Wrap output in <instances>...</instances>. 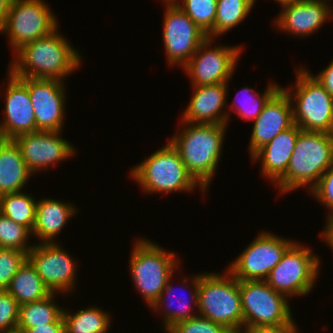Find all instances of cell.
<instances>
[{
	"instance_id": "1",
	"label": "cell",
	"mask_w": 333,
	"mask_h": 333,
	"mask_svg": "<svg viewBox=\"0 0 333 333\" xmlns=\"http://www.w3.org/2000/svg\"><path fill=\"white\" fill-rule=\"evenodd\" d=\"M56 29L51 34L23 45L16 51V61L9 70L18 78L63 80L78 69L81 61L67 39Z\"/></svg>"
},
{
	"instance_id": "2",
	"label": "cell",
	"mask_w": 333,
	"mask_h": 333,
	"mask_svg": "<svg viewBox=\"0 0 333 333\" xmlns=\"http://www.w3.org/2000/svg\"><path fill=\"white\" fill-rule=\"evenodd\" d=\"M194 275L191 282L192 302L204 318L219 323L232 333L243 332V311L237 280L228 270ZM194 300V301H193Z\"/></svg>"
},
{
	"instance_id": "3",
	"label": "cell",
	"mask_w": 333,
	"mask_h": 333,
	"mask_svg": "<svg viewBox=\"0 0 333 333\" xmlns=\"http://www.w3.org/2000/svg\"><path fill=\"white\" fill-rule=\"evenodd\" d=\"M186 126L169 141L194 179L205 189L219 165L226 126L222 124L184 123Z\"/></svg>"
},
{
	"instance_id": "4",
	"label": "cell",
	"mask_w": 333,
	"mask_h": 333,
	"mask_svg": "<svg viewBox=\"0 0 333 333\" xmlns=\"http://www.w3.org/2000/svg\"><path fill=\"white\" fill-rule=\"evenodd\" d=\"M333 166V134L301 130L285 174L275 183L281 193L309 185ZM311 183V184H310Z\"/></svg>"
},
{
	"instance_id": "5",
	"label": "cell",
	"mask_w": 333,
	"mask_h": 333,
	"mask_svg": "<svg viewBox=\"0 0 333 333\" xmlns=\"http://www.w3.org/2000/svg\"><path fill=\"white\" fill-rule=\"evenodd\" d=\"M132 178L145 193L193 191L196 186L206 191L188 172L178 151L170 142L133 167Z\"/></svg>"
},
{
	"instance_id": "6",
	"label": "cell",
	"mask_w": 333,
	"mask_h": 333,
	"mask_svg": "<svg viewBox=\"0 0 333 333\" xmlns=\"http://www.w3.org/2000/svg\"><path fill=\"white\" fill-rule=\"evenodd\" d=\"M130 258V274L148 307L158 299L178 263L176 254L164 251L155 242L137 239Z\"/></svg>"
},
{
	"instance_id": "7",
	"label": "cell",
	"mask_w": 333,
	"mask_h": 333,
	"mask_svg": "<svg viewBox=\"0 0 333 333\" xmlns=\"http://www.w3.org/2000/svg\"><path fill=\"white\" fill-rule=\"evenodd\" d=\"M296 74L294 93L281 87L291 103L296 102L292 106L294 124L301 130L333 134V97L308 70L302 67L296 70Z\"/></svg>"
},
{
	"instance_id": "8",
	"label": "cell",
	"mask_w": 333,
	"mask_h": 333,
	"mask_svg": "<svg viewBox=\"0 0 333 333\" xmlns=\"http://www.w3.org/2000/svg\"><path fill=\"white\" fill-rule=\"evenodd\" d=\"M243 331L280 326L293 321L288 298L273 290L265 280L239 281Z\"/></svg>"
},
{
	"instance_id": "9",
	"label": "cell",
	"mask_w": 333,
	"mask_h": 333,
	"mask_svg": "<svg viewBox=\"0 0 333 333\" xmlns=\"http://www.w3.org/2000/svg\"><path fill=\"white\" fill-rule=\"evenodd\" d=\"M319 265V257L310 248L295 241L270 271L265 282L287 298L305 296L312 291Z\"/></svg>"
},
{
	"instance_id": "10",
	"label": "cell",
	"mask_w": 333,
	"mask_h": 333,
	"mask_svg": "<svg viewBox=\"0 0 333 333\" xmlns=\"http://www.w3.org/2000/svg\"><path fill=\"white\" fill-rule=\"evenodd\" d=\"M58 20L43 0H12L1 33L9 36L16 52L23 45L51 34Z\"/></svg>"
},
{
	"instance_id": "11",
	"label": "cell",
	"mask_w": 333,
	"mask_h": 333,
	"mask_svg": "<svg viewBox=\"0 0 333 333\" xmlns=\"http://www.w3.org/2000/svg\"><path fill=\"white\" fill-rule=\"evenodd\" d=\"M294 242L262 231L227 270L239 281L265 280Z\"/></svg>"
},
{
	"instance_id": "12",
	"label": "cell",
	"mask_w": 333,
	"mask_h": 333,
	"mask_svg": "<svg viewBox=\"0 0 333 333\" xmlns=\"http://www.w3.org/2000/svg\"><path fill=\"white\" fill-rule=\"evenodd\" d=\"M213 38H206L191 59L182 67L191 78L192 86L228 83L236 68L241 47L216 46Z\"/></svg>"
},
{
	"instance_id": "13",
	"label": "cell",
	"mask_w": 333,
	"mask_h": 333,
	"mask_svg": "<svg viewBox=\"0 0 333 333\" xmlns=\"http://www.w3.org/2000/svg\"><path fill=\"white\" fill-rule=\"evenodd\" d=\"M163 2L166 4L163 41L167 62L172 66L181 64L183 67L207 38V34L173 0Z\"/></svg>"
},
{
	"instance_id": "14",
	"label": "cell",
	"mask_w": 333,
	"mask_h": 333,
	"mask_svg": "<svg viewBox=\"0 0 333 333\" xmlns=\"http://www.w3.org/2000/svg\"><path fill=\"white\" fill-rule=\"evenodd\" d=\"M63 250L55 241L34 244L28 252V260L53 293H68L75 286L76 264L69 253Z\"/></svg>"
},
{
	"instance_id": "15",
	"label": "cell",
	"mask_w": 333,
	"mask_h": 333,
	"mask_svg": "<svg viewBox=\"0 0 333 333\" xmlns=\"http://www.w3.org/2000/svg\"><path fill=\"white\" fill-rule=\"evenodd\" d=\"M28 88L36 117L37 131L63 130L65 88L61 80L19 78Z\"/></svg>"
},
{
	"instance_id": "16",
	"label": "cell",
	"mask_w": 333,
	"mask_h": 333,
	"mask_svg": "<svg viewBox=\"0 0 333 333\" xmlns=\"http://www.w3.org/2000/svg\"><path fill=\"white\" fill-rule=\"evenodd\" d=\"M61 131H37L16 136L13 141L19 147L27 168L32 174L49 165L73 156L74 147L61 138ZM35 172V173H34Z\"/></svg>"
},
{
	"instance_id": "17",
	"label": "cell",
	"mask_w": 333,
	"mask_h": 333,
	"mask_svg": "<svg viewBox=\"0 0 333 333\" xmlns=\"http://www.w3.org/2000/svg\"><path fill=\"white\" fill-rule=\"evenodd\" d=\"M6 88L5 118L0 124L3 140H13L16 136L36 132V117L27 86L10 71ZM6 95V96H5Z\"/></svg>"
},
{
	"instance_id": "18",
	"label": "cell",
	"mask_w": 333,
	"mask_h": 333,
	"mask_svg": "<svg viewBox=\"0 0 333 333\" xmlns=\"http://www.w3.org/2000/svg\"><path fill=\"white\" fill-rule=\"evenodd\" d=\"M293 105L282 88L267 101L261 114L254 120L248 146L251 156L280 132L294 125Z\"/></svg>"
},
{
	"instance_id": "19",
	"label": "cell",
	"mask_w": 333,
	"mask_h": 333,
	"mask_svg": "<svg viewBox=\"0 0 333 333\" xmlns=\"http://www.w3.org/2000/svg\"><path fill=\"white\" fill-rule=\"evenodd\" d=\"M326 2L323 0H297L282 5L283 10L275 20V24L279 30L288 34L301 37L311 35L331 17V6Z\"/></svg>"
},
{
	"instance_id": "20",
	"label": "cell",
	"mask_w": 333,
	"mask_h": 333,
	"mask_svg": "<svg viewBox=\"0 0 333 333\" xmlns=\"http://www.w3.org/2000/svg\"><path fill=\"white\" fill-rule=\"evenodd\" d=\"M195 92L182 114V123L227 125L229 113L222 112L228 93V83L194 86Z\"/></svg>"
},
{
	"instance_id": "21",
	"label": "cell",
	"mask_w": 333,
	"mask_h": 333,
	"mask_svg": "<svg viewBox=\"0 0 333 333\" xmlns=\"http://www.w3.org/2000/svg\"><path fill=\"white\" fill-rule=\"evenodd\" d=\"M300 132L301 129L294 124L251 156L253 162L262 161L261 172L272 183H276L285 174Z\"/></svg>"
},
{
	"instance_id": "22",
	"label": "cell",
	"mask_w": 333,
	"mask_h": 333,
	"mask_svg": "<svg viewBox=\"0 0 333 333\" xmlns=\"http://www.w3.org/2000/svg\"><path fill=\"white\" fill-rule=\"evenodd\" d=\"M77 208L70 203L55 199H41L36 204L33 236L42 240L40 243H54V237L60 233L66 222L77 214Z\"/></svg>"
},
{
	"instance_id": "23",
	"label": "cell",
	"mask_w": 333,
	"mask_h": 333,
	"mask_svg": "<svg viewBox=\"0 0 333 333\" xmlns=\"http://www.w3.org/2000/svg\"><path fill=\"white\" fill-rule=\"evenodd\" d=\"M32 173L13 140L0 143V196L21 192Z\"/></svg>"
},
{
	"instance_id": "24",
	"label": "cell",
	"mask_w": 333,
	"mask_h": 333,
	"mask_svg": "<svg viewBox=\"0 0 333 333\" xmlns=\"http://www.w3.org/2000/svg\"><path fill=\"white\" fill-rule=\"evenodd\" d=\"M6 291L19 305L42 300L52 293L28 259L11 279Z\"/></svg>"
},
{
	"instance_id": "25",
	"label": "cell",
	"mask_w": 333,
	"mask_h": 333,
	"mask_svg": "<svg viewBox=\"0 0 333 333\" xmlns=\"http://www.w3.org/2000/svg\"><path fill=\"white\" fill-rule=\"evenodd\" d=\"M55 293L42 300L20 305L17 330L24 333L27 329L50 323H64L63 309L55 303Z\"/></svg>"
},
{
	"instance_id": "26",
	"label": "cell",
	"mask_w": 333,
	"mask_h": 333,
	"mask_svg": "<svg viewBox=\"0 0 333 333\" xmlns=\"http://www.w3.org/2000/svg\"><path fill=\"white\" fill-rule=\"evenodd\" d=\"M110 318L108 311L96 307L79 310L74 315L63 309L65 333H107Z\"/></svg>"
},
{
	"instance_id": "27",
	"label": "cell",
	"mask_w": 333,
	"mask_h": 333,
	"mask_svg": "<svg viewBox=\"0 0 333 333\" xmlns=\"http://www.w3.org/2000/svg\"><path fill=\"white\" fill-rule=\"evenodd\" d=\"M255 0H217L213 30L208 38L220 36L241 23L250 13Z\"/></svg>"
},
{
	"instance_id": "28",
	"label": "cell",
	"mask_w": 333,
	"mask_h": 333,
	"mask_svg": "<svg viewBox=\"0 0 333 333\" xmlns=\"http://www.w3.org/2000/svg\"><path fill=\"white\" fill-rule=\"evenodd\" d=\"M37 201L33 196L17 192L0 196V213L27 227L31 232L35 223Z\"/></svg>"
},
{
	"instance_id": "29",
	"label": "cell",
	"mask_w": 333,
	"mask_h": 333,
	"mask_svg": "<svg viewBox=\"0 0 333 333\" xmlns=\"http://www.w3.org/2000/svg\"><path fill=\"white\" fill-rule=\"evenodd\" d=\"M171 279L172 278H170L168 280V282H167L164 290L162 291L161 295L158 297V299L150 307L153 310L154 309L155 310H161V312L163 313V315H164L163 316L164 317L163 321L164 322L162 324H164L163 326H164L165 331L169 327L173 326L176 323H179L181 321H184V320H187V319H190V318H193V317L197 316L196 313L194 314V312H191L192 308H190L191 306L188 305L189 302L187 300L188 298H186V297H184L186 299L185 301L181 300V297L180 298L177 297L176 298L178 300L177 307L174 308L175 301H174L173 298H171L172 292L174 290L172 285L170 284ZM165 301H169V302L165 303ZM164 305L165 306L167 305V307H165V309L163 307ZM160 307L163 308V309H160Z\"/></svg>"
},
{
	"instance_id": "30",
	"label": "cell",
	"mask_w": 333,
	"mask_h": 333,
	"mask_svg": "<svg viewBox=\"0 0 333 333\" xmlns=\"http://www.w3.org/2000/svg\"><path fill=\"white\" fill-rule=\"evenodd\" d=\"M207 35L213 30L217 0H173Z\"/></svg>"
},
{
	"instance_id": "31",
	"label": "cell",
	"mask_w": 333,
	"mask_h": 333,
	"mask_svg": "<svg viewBox=\"0 0 333 333\" xmlns=\"http://www.w3.org/2000/svg\"><path fill=\"white\" fill-rule=\"evenodd\" d=\"M281 88V86H277L275 84H268V87L266 90H264V94L260 95V93H256L253 89L250 87L243 88L240 92H238L235 96V98L238 97L239 93H245L250 94L252 91L255 92V94L244 96L240 101V103L236 99H234V104L232 106H235V112H237L238 116H240L242 119H248V120H255L262 112L264 105L267 103V101ZM242 95V94H241ZM239 101V100H238Z\"/></svg>"
},
{
	"instance_id": "32",
	"label": "cell",
	"mask_w": 333,
	"mask_h": 333,
	"mask_svg": "<svg viewBox=\"0 0 333 333\" xmlns=\"http://www.w3.org/2000/svg\"><path fill=\"white\" fill-rule=\"evenodd\" d=\"M31 235L32 233L27 227L0 213V248L17 249L28 253L34 246V244H26Z\"/></svg>"
},
{
	"instance_id": "33",
	"label": "cell",
	"mask_w": 333,
	"mask_h": 333,
	"mask_svg": "<svg viewBox=\"0 0 333 333\" xmlns=\"http://www.w3.org/2000/svg\"><path fill=\"white\" fill-rule=\"evenodd\" d=\"M28 259V253L0 248V290H6L18 269Z\"/></svg>"
},
{
	"instance_id": "34",
	"label": "cell",
	"mask_w": 333,
	"mask_h": 333,
	"mask_svg": "<svg viewBox=\"0 0 333 333\" xmlns=\"http://www.w3.org/2000/svg\"><path fill=\"white\" fill-rule=\"evenodd\" d=\"M167 333H232L223 325L199 316L181 321L166 330Z\"/></svg>"
},
{
	"instance_id": "35",
	"label": "cell",
	"mask_w": 333,
	"mask_h": 333,
	"mask_svg": "<svg viewBox=\"0 0 333 333\" xmlns=\"http://www.w3.org/2000/svg\"><path fill=\"white\" fill-rule=\"evenodd\" d=\"M19 307L12 295L6 290H0V332L17 329Z\"/></svg>"
},
{
	"instance_id": "36",
	"label": "cell",
	"mask_w": 333,
	"mask_h": 333,
	"mask_svg": "<svg viewBox=\"0 0 333 333\" xmlns=\"http://www.w3.org/2000/svg\"><path fill=\"white\" fill-rule=\"evenodd\" d=\"M310 193L331 211H329L327 221H333V166L321 175Z\"/></svg>"
},
{
	"instance_id": "37",
	"label": "cell",
	"mask_w": 333,
	"mask_h": 333,
	"mask_svg": "<svg viewBox=\"0 0 333 333\" xmlns=\"http://www.w3.org/2000/svg\"><path fill=\"white\" fill-rule=\"evenodd\" d=\"M297 327L294 320L288 324L280 326L256 327L243 331L242 333H297Z\"/></svg>"
},
{
	"instance_id": "38",
	"label": "cell",
	"mask_w": 333,
	"mask_h": 333,
	"mask_svg": "<svg viewBox=\"0 0 333 333\" xmlns=\"http://www.w3.org/2000/svg\"><path fill=\"white\" fill-rule=\"evenodd\" d=\"M313 77L325 88V90L333 97V60L329 65Z\"/></svg>"
},
{
	"instance_id": "39",
	"label": "cell",
	"mask_w": 333,
	"mask_h": 333,
	"mask_svg": "<svg viewBox=\"0 0 333 333\" xmlns=\"http://www.w3.org/2000/svg\"><path fill=\"white\" fill-rule=\"evenodd\" d=\"M24 333H65L64 323H50L27 329Z\"/></svg>"
},
{
	"instance_id": "40",
	"label": "cell",
	"mask_w": 333,
	"mask_h": 333,
	"mask_svg": "<svg viewBox=\"0 0 333 333\" xmlns=\"http://www.w3.org/2000/svg\"><path fill=\"white\" fill-rule=\"evenodd\" d=\"M12 0H0V31L5 25Z\"/></svg>"
},
{
	"instance_id": "41",
	"label": "cell",
	"mask_w": 333,
	"mask_h": 333,
	"mask_svg": "<svg viewBox=\"0 0 333 333\" xmlns=\"http://www.w3.org/2000/svg\"><path fill=\"white\" fill-rule=\"evenodd\" d=\"M326 225L324 232H322V238L333 251V221H327Z\"/></svg>"
},
{
	"instance_id": "42",
	"label": "cell",
	"mask_w": 333,
	"mask_h": 333,
	"mask_svg": "<svg viewBox=\"0 0 333 333\" xmlns=\"http://www.w3.org/2000/svg\"><path fill=\"white\" fill-rule=\"evenodd\" d=\"M276 2L278 1L279 4L282 5H285V4H288V3H292L294 1H297V0H275Z\"/></svg>"
},
{
	"instance_id": "43",
	"label": "cell",
	"mask_w": 333,
	"mask_h": 333,
	"mask_svg": "<svg viewBox=\"0 0 333 333\" xmlns=\"http://www.w3.org/2000/svg\"><path fill=\"white\" fill-rule=\"evenodd\" d=\"M0 333H21L19 330H14V331H4V332H0Z\"/></svg>"
},
{
	"instance_id": "44",
	"label": "cell",
	"mask_w": 333,
	"mask_h": 333,
	"mask_svg": "<svg viewBox=\"0 0 333 333\" xmlns=\"http://www.w3.org/2000/svg\"><path fill=\"white\" fill-rule=\"evenodd\" d=\"M2 140H3V138H2V135H1V132H0V143H1Z\"/></svg>"
},
{
	"instance_id": "45",
	"label": "cell",
	"mask_w": 333,
	"mask_h": 333,
	"mask_svg": "<svg viewBox=\"0 0 333 333\" xmlns=\"http://www.w3.org/2000/svg\"><path fill=\"white\" fill-rule=\"evenodd\" d=\"M330 14H331V17H332L333 16V10H332V8H331Z\"/></svg>"
}]
</instances>
